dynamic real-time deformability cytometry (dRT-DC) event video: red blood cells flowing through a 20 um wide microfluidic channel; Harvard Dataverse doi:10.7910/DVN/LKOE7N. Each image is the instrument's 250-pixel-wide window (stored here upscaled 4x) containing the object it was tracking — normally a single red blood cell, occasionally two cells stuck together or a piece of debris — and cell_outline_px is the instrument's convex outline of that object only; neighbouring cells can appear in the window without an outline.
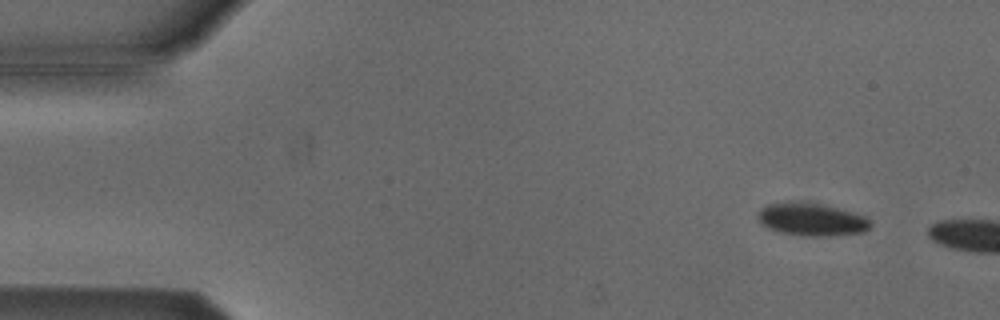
{"species": "Egyptian fruit bat (a non-hibernating species)", "species_latin": "Rousettus aegyptiacus", "temperature_condition": "cold", "stored_images_in_passage": 8, "camera_frame_rate_fps": 3000, "um_per_image_px": 0.085, "animal": {"sex": "male"}, "frame": {"image": 1, "passage_image": 5, "time_ms": 1.333, "image_size_px": [1000, 320], "cell_outline_px": [[872, 224], [864, 232], [828, 236], [804, 236], [784, 232], [768, 228], [756, 216], [760, 208], [768, 204], [784, 200], [800, 200], [824, 204], [868, 216]], "centroid_in_image_um": [69.0, 18.61], "position_along_channel_um": 16.0, "area_um2": 21.96}}